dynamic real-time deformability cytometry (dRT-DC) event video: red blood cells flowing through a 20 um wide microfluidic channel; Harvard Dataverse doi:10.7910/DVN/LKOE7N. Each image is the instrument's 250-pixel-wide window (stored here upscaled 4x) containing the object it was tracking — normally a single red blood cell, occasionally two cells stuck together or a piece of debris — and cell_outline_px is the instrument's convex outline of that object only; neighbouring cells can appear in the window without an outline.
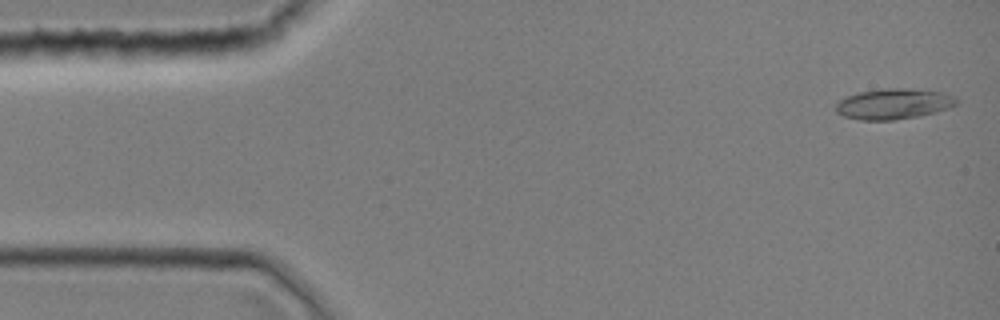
{"species": "common noctule bat (a hibernating species)", "species_latin": "Nyctalus noctula", "temperature_condition": "room temperature", "stored_images_in_passage": 43, "camera_frame_rate_fps": 3000, "um_per_image_px": 0.085, "animal": {"sex": "female", "body_mass_g": 19.0, "forearm_length_mm": 51.5}, "frame": {"image": 1, "passage_image": 1, "time_ms": 0.0, "image_size_px": [1000, 320], "cell_outline_px": [[960, 100], [956, 104], [948, 108], [936, 112], [920, 116], [892, 120], [860, 120], [844, 116], [836, 112], [836, 104], [844, 96], [860, 92], [884, 88], [904, 88], [940, 92], [956, 96]], "centroid_in_image_um": [75.96, 8.83], "position_along_channel_um": 9.0, "area_um2": 21.56}}
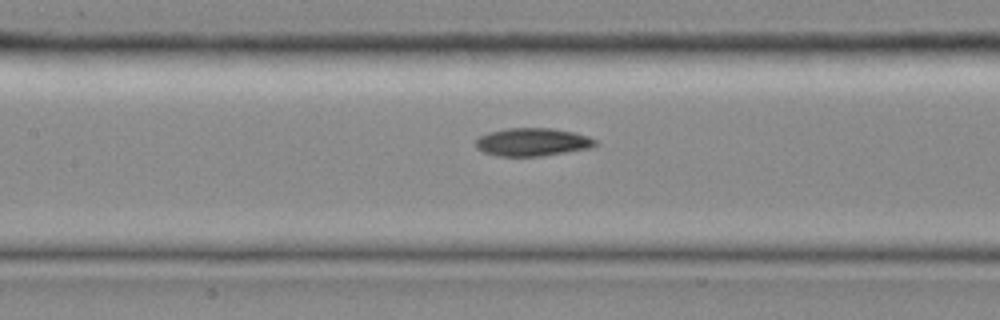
{"frame": {"image": 2, "passage_image": 19, "time_ms": 6.0, "image_size_px": [1000, 320], "cell_outline_px": [[600, 144], [592, 148], [540, 156], [496, 156], [484, 152], [476, 148], [476, 140], [480, 136], [488, 132], [504, 128], [552, 128], [572, 132], [588, 136], [596, 140]], "centroid_in_image_um": [45.27, 12.07], "position_along_channel_um": 162.1, "area_um2": 19.65}}
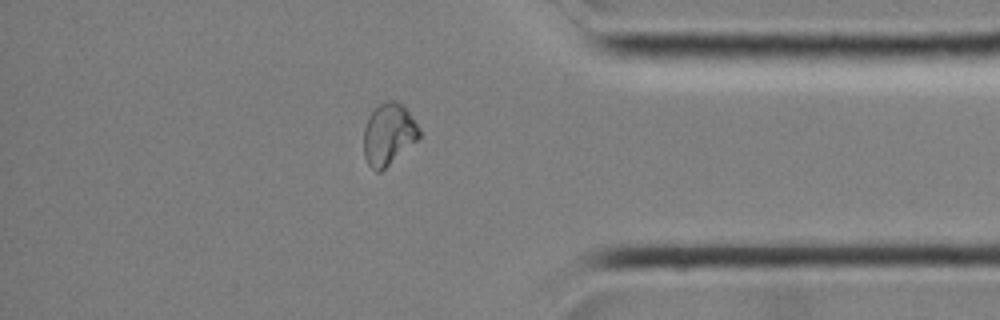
{"frame": {"image": 3, "passage_image": 36, "time_ms": 11.667, "image_size_px": [1000, 320], "cell_outline_px": [[420, 136], [416, 140], [380, 172], [376, 172], [368, 164], [364, 156], [364, 128], [368, 116], [380, 104], [388, 100], [396, 100], [408, 112], [420, 128]], "centroid_in_image_um": [33.0, 11.41], "position_along_channel_um": 402.2, "area_um2": 19.54}}